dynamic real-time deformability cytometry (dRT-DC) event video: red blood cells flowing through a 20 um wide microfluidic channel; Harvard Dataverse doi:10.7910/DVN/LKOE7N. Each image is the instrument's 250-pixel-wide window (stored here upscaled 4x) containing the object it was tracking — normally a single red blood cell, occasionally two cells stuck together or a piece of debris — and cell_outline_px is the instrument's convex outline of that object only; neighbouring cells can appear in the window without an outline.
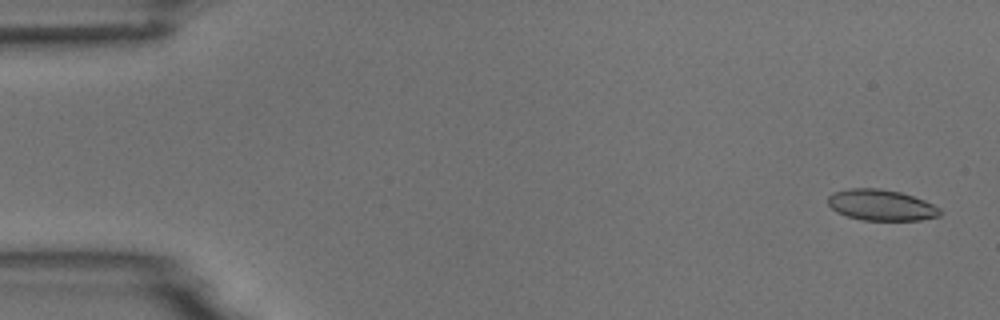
{"species": "common noctule bat (a hibernating species)", "species_latin": "Nyctalus noctula", "temperature_condition": "room temperature", "stored_images_in_passage": 4, "camera_frame_rate_fps": 3000, "um_per_image_px": 0.085, "animal": {"sex": "male", "body_mass_g": 18.8}, "frame": {"image": 1, "passage_image": 1, "time_ms": 0.0, "image_size_px": [1000, 320], "cell_outline_px": [[940, 216], [920, 220], [864, 220], [848, 216], [836, 212], [828, 204], [828, 196], [832, 192], [848, 188], [880, 188], [900, 192], [924, 200], [940, 208]], "centroid_in_image_um": [74.88, 17.42], "position_along_channel_um": 10.1, "area_um2": 20.23}}
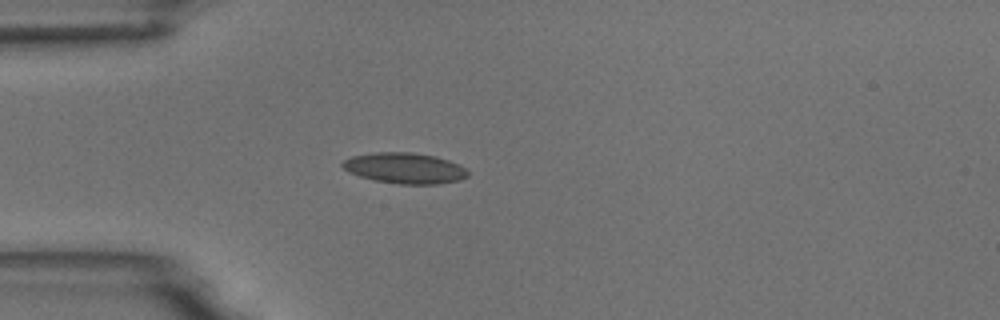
{"frame": {"image": 2, "passage_image": 4, "time_ms": 4.333, "image_size_px": [1000, 320], "cell_outline_px": [[468, 176], [460, 180], [436, 184], [396, 184], [376, 180], [360, 176], [348, 172], [340, 164], [344, 160], [352, 156], [376, 152], [408, 152], [436, 156], [460, 164], [468, 172]], "centroid_in_image_um": [34.41, 14.29], "position_along_channel_um": 50.6, "area_um2": 22.43}}